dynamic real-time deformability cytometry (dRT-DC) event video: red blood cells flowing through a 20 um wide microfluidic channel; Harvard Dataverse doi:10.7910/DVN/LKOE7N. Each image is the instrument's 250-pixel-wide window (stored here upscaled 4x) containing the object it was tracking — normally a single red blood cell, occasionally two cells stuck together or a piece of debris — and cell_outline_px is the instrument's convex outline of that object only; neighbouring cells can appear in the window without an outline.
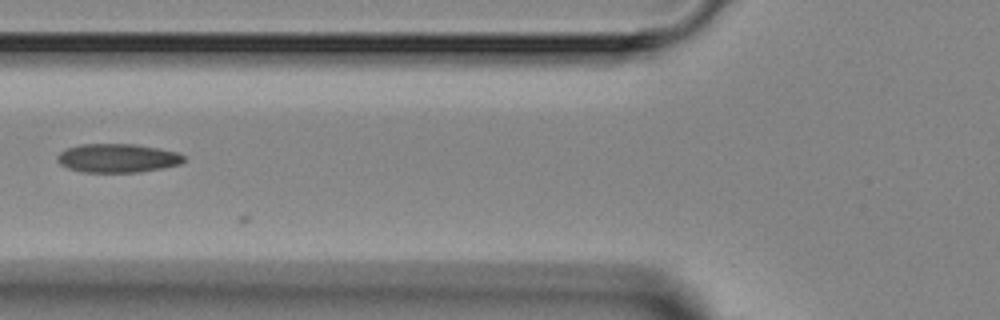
{"species": "Egyptian fruit bat (a non-hibernating species)", "species_latin": "Rousettus aegyptiacus", "temperature_condition": "room temperature", "stored_images_in_passage": 5, "camera_frame_rate_fps": 3000, "um_per_image_px": 0.085, "animal": {"sex": "female"}, "frame": {"image": 1, "passage_image": 3, "time_ms": 2.333, "image_size_px": [1000, 320], "cell_outline_px": [[184, 160], [180, 164], [140, 172], [80, 172], [68, 168], [60, 164], [56, 160], [56, 156], [60, 152], [68, 148], [80, 144], [136, 144], [160, 148], [176, 152], [184, 156]], "centroid_in_image_um": [9.96, 13.44], "position_along_channel_um": 115.8, "area_um2": 21.21}}
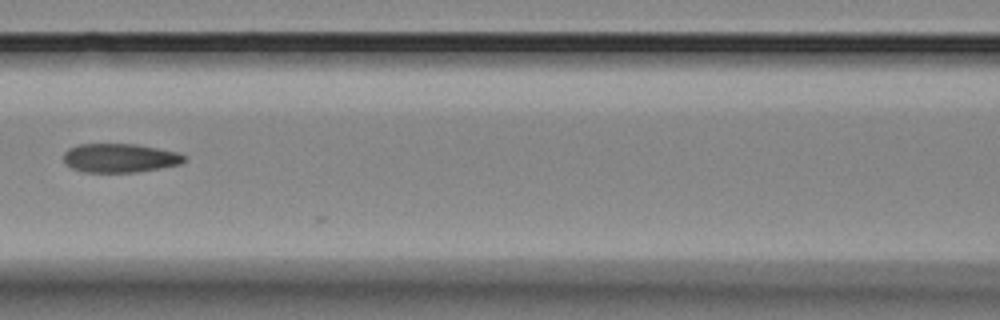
{"frame": {"image": 2, "passage_image": 4, "time_ms": 3.333, "image_size_px": [1000, 320], "cell_outline_px": [[184, 160], [180, 164], [160, 168], [136, 172], [84, 172], [72, 168], [64, 164], [64, 152], [68, 148], [80, 144], [136, 144], [180, 152], [184, 156]], "centroid_in_image_um": [10.17, 13.42], "position_along_channel_um": 156.4, "area_um2": 20.35}}
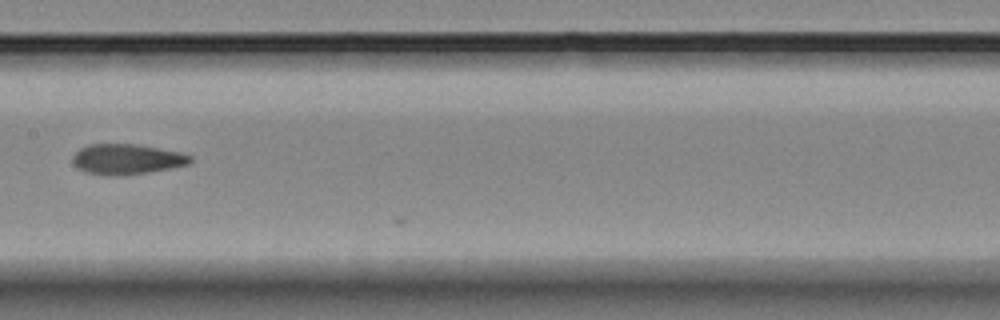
{"frame": {"image": 3, "passage_image": 5, "time_ms": 4.333, "image_size_px": [1000, 320], "cell_outline_px": [[192, 160], [188, 164], [172, 168], [148, 172], [116, 176], [108, 176], [84, 172], [72, 164], [72, 156], [80, 148], [88, 144], [136, 144], [180, 152], [192, 156]], "centroid_in_image_um": [10.74, 13.53], "position_along_channel_um": 196.7, "area_um2": 20.92}}